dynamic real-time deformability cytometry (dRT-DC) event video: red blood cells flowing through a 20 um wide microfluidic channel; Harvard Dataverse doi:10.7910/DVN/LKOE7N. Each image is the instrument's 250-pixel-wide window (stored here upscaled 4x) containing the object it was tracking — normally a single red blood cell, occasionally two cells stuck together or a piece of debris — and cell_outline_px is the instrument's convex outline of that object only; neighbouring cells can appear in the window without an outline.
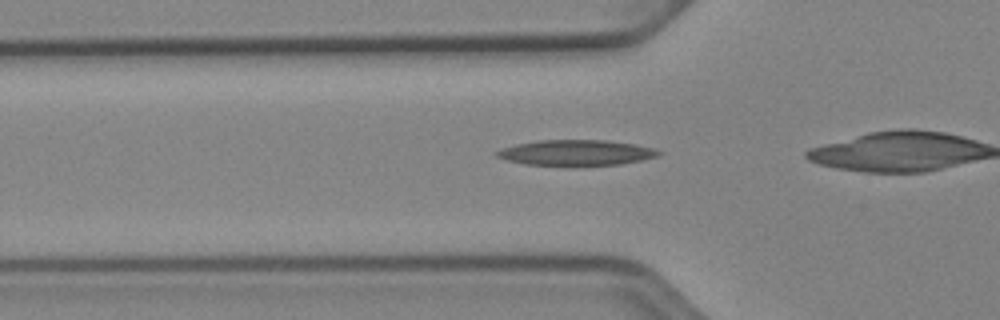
{"species": "Egyptian fruit bat (a non-hibernating species)", "species_latin": "Rousettus aegyptiacus", "temperature_condition": "cold", "stored_images_in_passage": 27, "camera_frame_rate_fps": 3000, "um_per_image_px": 0.085, "animal": {"sex": "female"}, "frame": {"image": 1, "passage_image": 3, "time_ms": 0.667, "image_size_px": [1000, 320], "cell_outline_px": [[664, 152], [656, 156], [640, 160], [620, 164], [572, 168], [524, 164], [508, 160], [496, 156], [492, 152], [500, 148], [516, 144], [536, 140], [604, 140], [636, 144], [652, 148]], "centroid_in_image_um": [48.9, 13.01], "position_along_channel_um": 76.9, "area_um2": 25.03}}
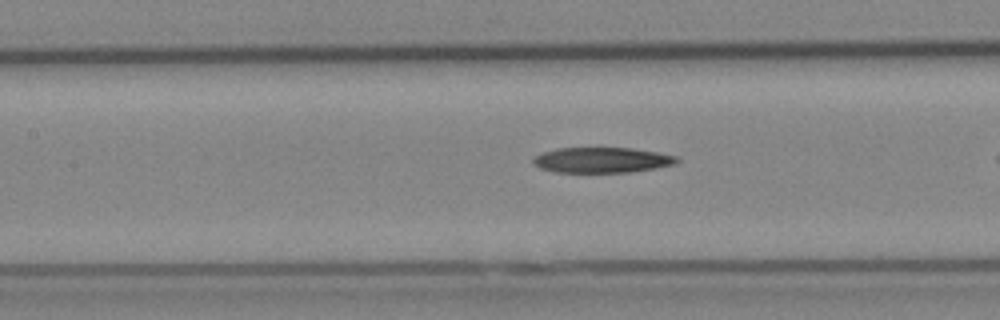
{"frame": {"image": 2, "passage_image": 9, "time_ms": 2.667, "image_size_px": [1000, 320], "cell_outline_px": [[680, 160], [676, 164], [632, 172], [556, 172], [540, 168], [532, 164], [532, 156], [556, 148], [632, 148], [656, 152], [676, 156]], "centroid_in_image_um": [51.13, 13.6], "position_along_channel_um": 156.3, "area_um2": 21.33}}
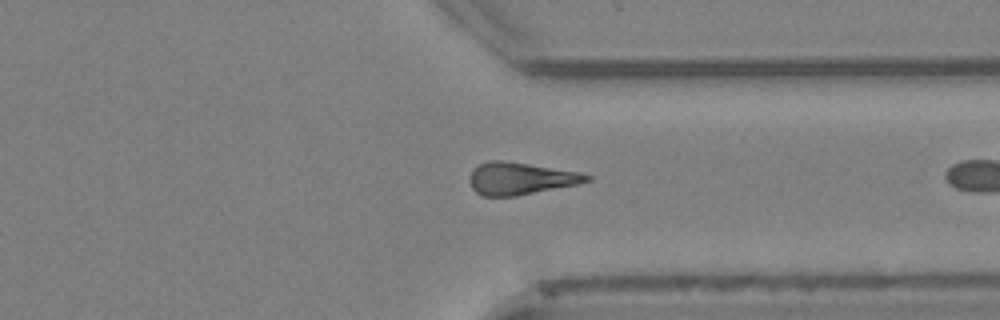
{"frame": {"image": 3, "passage_image": 25, "time_ms": 8.0, "image_size_px": [1000, 320], "cell_outline_px": [[592, 180], [576, 184], [516, 196], [484, 196], [476, 192], [472, 188], [468, 180], [472, 168], [488, 160], [504, 160], [580, 172], [592, 176]], "centroid_in_image_um": [44.2, 15.16], "position_along_channel_um": 367.2, "area_um2": 22.02}}